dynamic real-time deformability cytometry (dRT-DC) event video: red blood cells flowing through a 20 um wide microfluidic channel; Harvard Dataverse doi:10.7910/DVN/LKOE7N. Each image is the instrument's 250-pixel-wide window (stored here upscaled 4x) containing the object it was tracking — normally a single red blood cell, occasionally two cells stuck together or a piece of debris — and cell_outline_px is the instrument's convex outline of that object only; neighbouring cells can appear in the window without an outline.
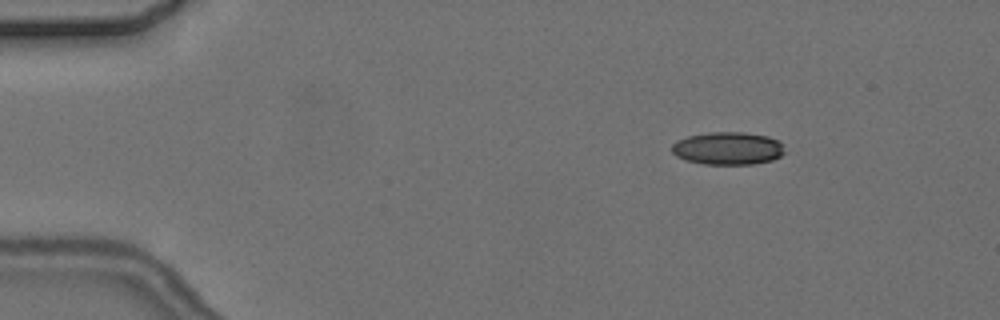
{"species": "common noctule bat (a hibernating species)", "species_latin": "Nyctalus noctula", "temperature_condition": "cold", "stored_images_in_passage": 6, "camera_frame_rate_fps": 3000, "um_per_image_px": 0.085, "animal": {"sex": "female", "body_mass_g": 24.6, "forearm_length_mm": 56.2}, "frame": {"image": 1, "passage_image": 3, "time_ms": 2.0, "image_size_px": [1000, 320], "cell_outline_px": [[784, 152], [780, 156], [772, 160], [752, 164], [704, 164], [684, 160], [676, 156], [672, 152], [672, 144], [676, 140], [688, 136], [708, 132], [744, 132], [768, 136], [784, 144]], "centroid_in_image_um": [61.85, 12.6], "position_along_channel_um": 23.1, "area_um2": 21.68}}